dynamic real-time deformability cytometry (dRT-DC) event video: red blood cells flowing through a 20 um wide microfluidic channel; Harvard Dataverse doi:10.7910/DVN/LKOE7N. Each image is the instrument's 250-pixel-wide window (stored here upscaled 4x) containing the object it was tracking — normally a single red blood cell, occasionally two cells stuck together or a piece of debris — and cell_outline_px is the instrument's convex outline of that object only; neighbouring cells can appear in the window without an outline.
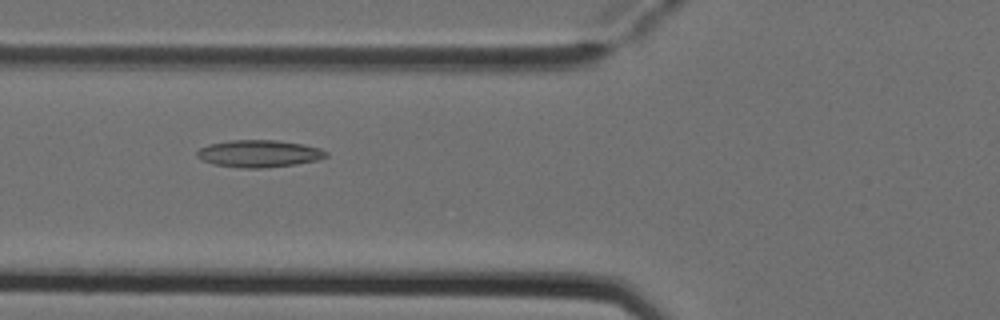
{"species": "Egyptian fruit bat (a non-hibernating species)", "species_latin": "Rousettus aegyptiacus", "temperature_condition": "cold", "stored_images_in_passage": 4, "camera_frame_rate_fps": 3000, "um_per_image_px": 0.085, "animal": {"sex": "female"}, "frame": {"image": 1, "passage_image": 2, "time_ms": 0.333, "image_size_px": [1000, 320], "cell_outline_px": [[328, 156], [316, 160], [296, 164], [264, 168], [244, 168], [212, 164], [196, 156], [196, 152], [200, 148], [208, 144], [232, 140], [276, 140], [304, 144], [320, 148], [328, 152]], "centroid_in_image_um": [22.03, 13.05], "position_along_channel_um": 103.8, "area_um2": 20.46}}
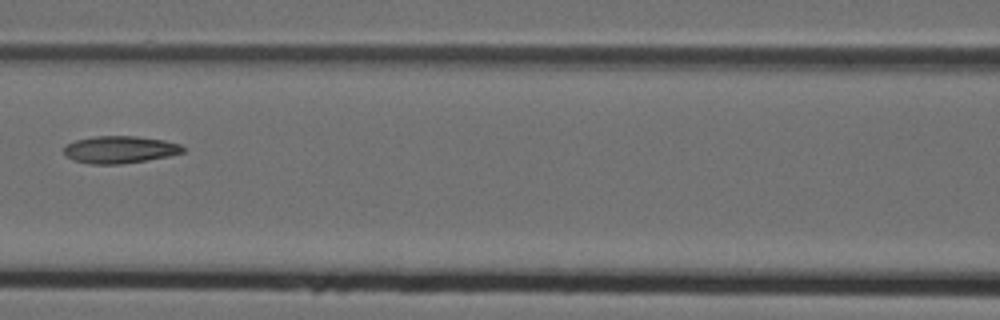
{"frame": {"image": 2, "passage_image": 3, "time_ms": 0.667, "image_size_px": [1000, 320], "cell_outline_px": [[184, 152], [168, 156], [120, 164], [88, 164], [72, 160], [64, 152], [64, 144], [76, 140], [96, 136], [136, 136], [164, 140], [180, 144], [184, 148]], "centroid_in_image_um": [10.16, 12.71], "position_along_channel_um": 156.4, "area_um2": 18.84}}
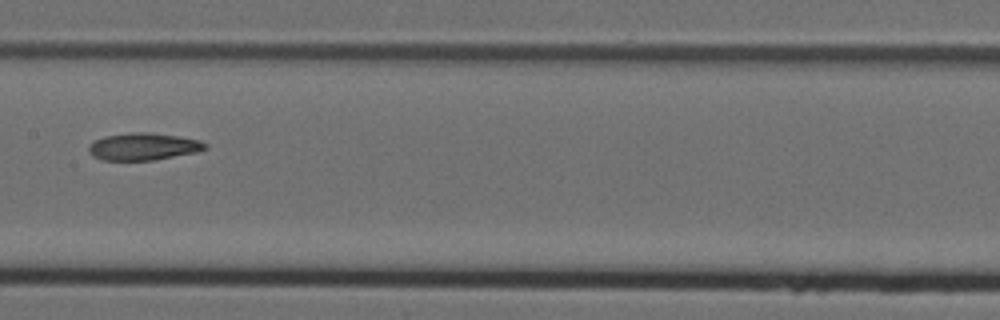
{"frame": {"image": 3, "passage_image": 4, "time_ms": 1.0, "image_size_px": [1000, 320], "cell_outline_px": [[208, 148], [196, 152], [152, 160], [104, 160], [92, 156], [88, 152], [88, 148], [96, 140], [104, 136], [128, 132], [144, 132], [180, 136], [200, 140], [208, 144]], "centroid_in_image_um": [12.2, 12.45], "position_along_channel_um": 195.2, "area_um2": 18.44}}